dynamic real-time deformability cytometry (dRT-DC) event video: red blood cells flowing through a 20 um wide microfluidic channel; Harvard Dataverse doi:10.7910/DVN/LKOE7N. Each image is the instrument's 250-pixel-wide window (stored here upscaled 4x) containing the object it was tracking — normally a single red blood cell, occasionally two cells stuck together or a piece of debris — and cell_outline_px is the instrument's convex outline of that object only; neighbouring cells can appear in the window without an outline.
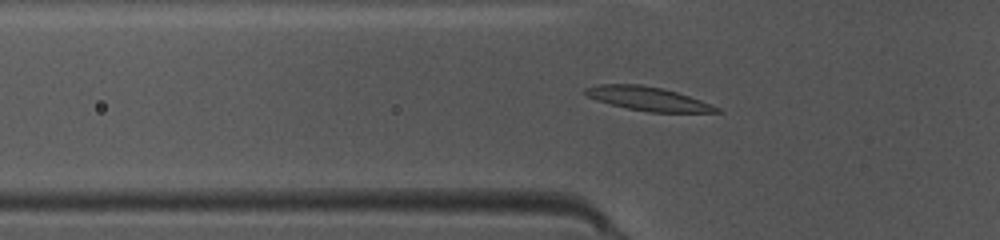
{"species": "common noctule bat (a hibernating species)", "species_latin": "Nyctalus noctula", "temperature_condition": "warm", "stored_images_in_passage": 47, "camera_frame_rate_fps": 3000, "um_per_image_px": 0.085, "animal": {"sex": "female", "body_mass_g": 10.0, "forearm_length_mm": 53.1}, "frame": {"image": 1, "passage_image": 17, "time_ms": 5.333, "image_size_px": [1000, 240], "cell_outline_px": [[720, 112], [648, 112], [628, 108], [612, 104], [588, 96], [584, 92], [584, 88], [600, 84], [640, 84], [660, 88], [676, 92], [712, 104], [720, 108]], "centroid_in_image_um": [55.09, 8.39], "position_along_channel_um": 70.7, "area_um2": 17.8}}
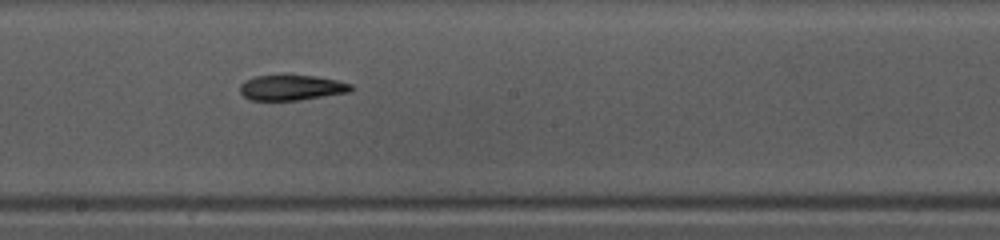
{"frame": {"image": 2, "passage_image": 28, "time_ms": 9.0, "image_size_px": [1000, 240], "cell_outline_px": [[356, 88], [348, 92], [296, 100], [248, 100], [240, 92], [240, 84], [244, 80], [256, 76], [280, 72], [284, 72], [316, 76], [336, 80], [352, 84]], "centroid_in_image_um": [24.74, 7.39], "position_along_channel_um": 223.5, "area_um2": 17.11}}
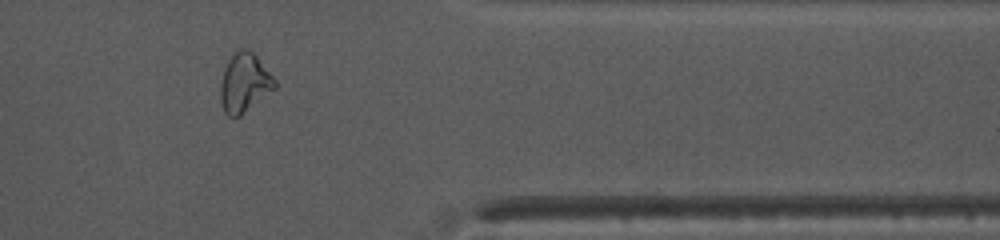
{"frame": {"image": 3, "passage_image": 41, "time_ms": 13.333, "image_size_px": [1000, 240], "cell_outline_px": [[276, 88], [240, 116], [228, 116], [224, 112], [220, 100], [220, 84], [224, 68], [228, 60], [240, 48], [244, 48], [252, 52], [256, 56], [276, 80]], "centroid_in_image_um": [20.77, 7.05], "position_along_channel_um": 390.6, "area_um2": 18.55}, "authors_computed_cell_mechanics": {"area_um2": 17.2244, "velocity_mm_per_s": 4.1392, "shape_relaxation_time_tau1_ms": 3.218, "shape_relaxation_time_tau2_ms": 10.4022, "deformation_change_tau1": 0.1508, "deformation_change_tau2": 0.2122}}